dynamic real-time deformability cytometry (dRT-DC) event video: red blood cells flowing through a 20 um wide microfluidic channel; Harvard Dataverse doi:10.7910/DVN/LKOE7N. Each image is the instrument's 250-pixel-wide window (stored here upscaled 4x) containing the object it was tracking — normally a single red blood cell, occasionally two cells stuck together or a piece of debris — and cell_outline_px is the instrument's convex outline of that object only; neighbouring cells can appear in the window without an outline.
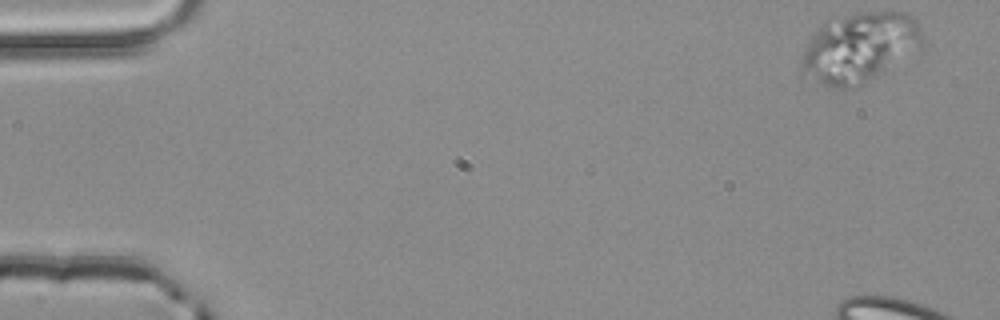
{"species": "common noctule bat (a hibernating species)", "species_latin": "Nyctalus noctula", "temperature_condition": "room temperature", "stored_images_in_passage": 5, "camera_frame_rate_fps": 3000, "um_per_image_px": 0.085, "animal": {"sex": "male", "body_mass_g": 20.4}, "frame": {"image": 1, "passage_image": 1, "time_ms": 0.0, "image_size_px": [1000, 320], "cell_outline_px": [[924, 52], [856, 88], [828, 88], [800, 76], [800, 64], [804, 48], [824, 20], [864, 12], [908, 12], [916, 16], [920, 28], [924, 48]], "centroid_in_image_um": [73.13, 4.09], "position_along_channel_um": 11.9, "area_um2": 51.27}}